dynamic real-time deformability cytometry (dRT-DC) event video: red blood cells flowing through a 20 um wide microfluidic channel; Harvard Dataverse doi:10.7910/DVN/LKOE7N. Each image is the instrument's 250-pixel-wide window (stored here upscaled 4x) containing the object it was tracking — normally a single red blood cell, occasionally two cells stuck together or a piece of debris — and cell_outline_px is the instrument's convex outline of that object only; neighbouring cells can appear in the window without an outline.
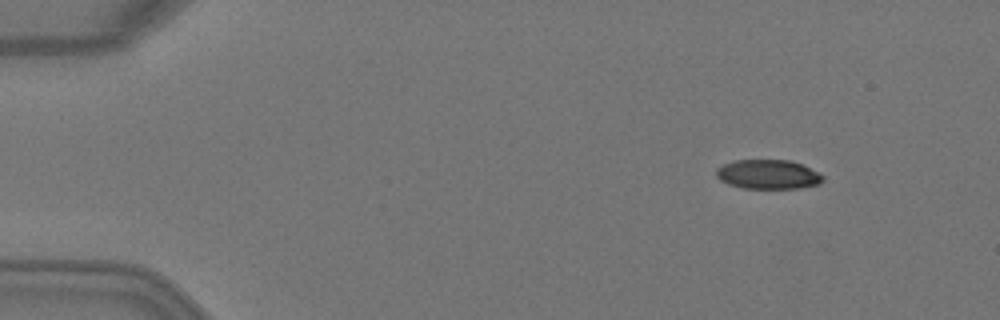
{"species": "Egyptian fruit bat (a non-hibernating species)", "species_latin": "Rousettus aegyptiacus", "temperature_condition": "warm", "stored_images_in_passage": 7, "camera_frame_rate_fps": 3000, "um_per_image_px": 0.085, "animal": {"sex": "female"}, "frame": {"image": 1, "passage_image": 2, "time_ms": 0.333, "image_size_px": [1000, 320], "cell_outline_px": [[824, 180], [820, 184], [800, 188], [744, 188], [728, 184], [720, 180], [716, 176], [716, 168], [732, 160], [788, 160], [800, 164], [820, 172], [824, 176]], "centroid_in_image_um": [65.3, 14.82], "position_along_channel_um": 19.7, "area_um2": 18.32}}
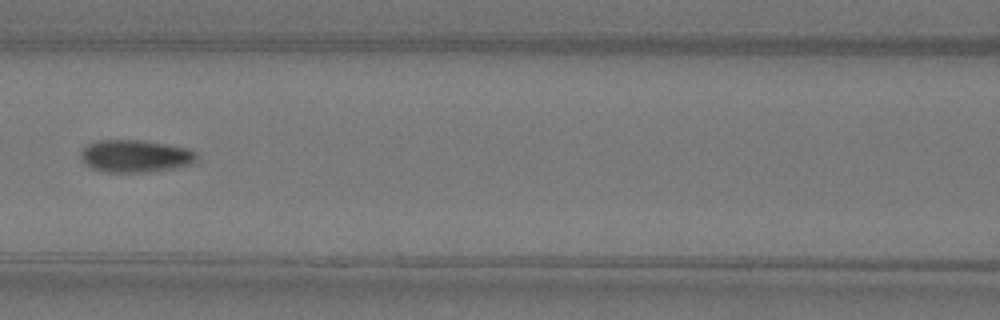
{"frame": {"image": 2, "passage_image": 7, "time_ms": 2.0, "image_size_px": [1000, 320], "cell_outline_px": [[196, 160], [192, 164], [176, 168], [144, 172], [108, 172], [92, 168], [84, 164], [80, 156], [80, 152], [88, 144], [96, 140], [144, 140], [168, 144], [188, 148], [196, 152]], "centroid_in_image_um": [11.5, 13.26], "position_along_channel_um": 155.1, "area_um2": 22.08}}